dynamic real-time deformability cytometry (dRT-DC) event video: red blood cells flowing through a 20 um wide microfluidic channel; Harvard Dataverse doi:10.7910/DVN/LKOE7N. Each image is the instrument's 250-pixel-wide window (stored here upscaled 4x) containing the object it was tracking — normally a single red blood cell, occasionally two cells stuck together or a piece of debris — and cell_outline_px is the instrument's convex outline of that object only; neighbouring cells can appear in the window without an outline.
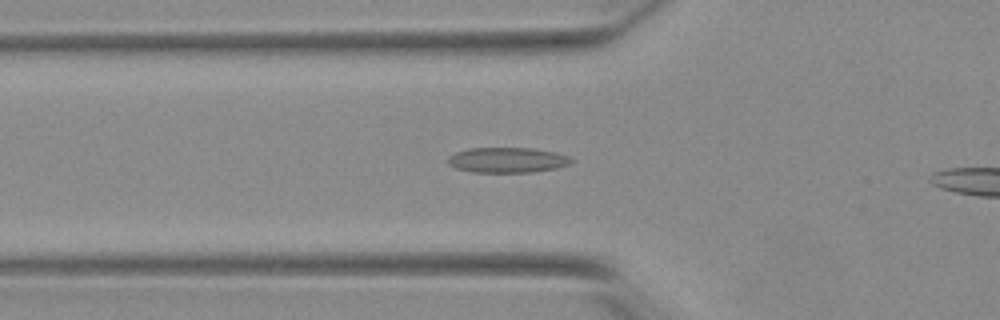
{"species": "Egyptian fruit bat (a non-hibernating species)", "species_latin": "Rousettus aegyptiacus", "temperature_condition": "warm", "stored_images_in_passage": 16, "camera_frame_rate_fps": 3000, "um_per_image_px": 0.085, "animal": {"sex": "female"}, "frame": {"image": 1, "passage_image": 14, "time_ms": 4.333, "image_size_px": [1000, 320], "cell_outline_px": [[576, 160], [568, 164], [556, 168], [532, 172], [472, 172], [456, 168], [448, 164], [448, 156], [456, 152], [468, 148], [532, 148], [552, 152], [568, 156]], "centroid_in_image_um": [43.1, 13.6], "position_along_channel_um": 82.7, "area_um2": 18.09}}